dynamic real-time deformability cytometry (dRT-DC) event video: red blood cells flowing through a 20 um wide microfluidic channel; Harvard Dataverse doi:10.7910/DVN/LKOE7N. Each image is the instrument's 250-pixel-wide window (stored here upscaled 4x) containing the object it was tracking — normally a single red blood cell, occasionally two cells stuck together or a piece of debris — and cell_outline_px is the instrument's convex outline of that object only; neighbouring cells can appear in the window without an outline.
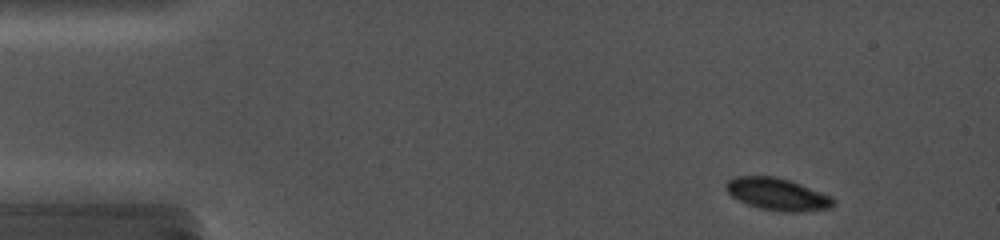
{"species": "common noctule bat (a hibernating species)", "species_latin": "Nyctalus noctula", "temperature_condition": "cold", "stored_images_in_passage": 21, "camera_frame_rate_fps": 5000, "um_per_image_px": 0.085, "animal": {"sex": "female", "body_mass_g": 19.0, "forearm_length_mm": 56.7}, "frame": {"image": 1, "passage_image": 3, "time_ms": 0.6, "image_size_px": [1000, 240], "cell_outline_px": [[836, 204], [828, 208], [804, 212], [784, 212], [760, 208], [748, 204], [732, 196], [724, 188], [724, 184], [728, 180], [736, 176], [772, 176], [788, 180], [800, 184], [832, 196], [836, 200]], "centroid_in_image_um": [66.1, 16.51], "position_along_channel_um": 18.9, "area_um2": 20.11}}
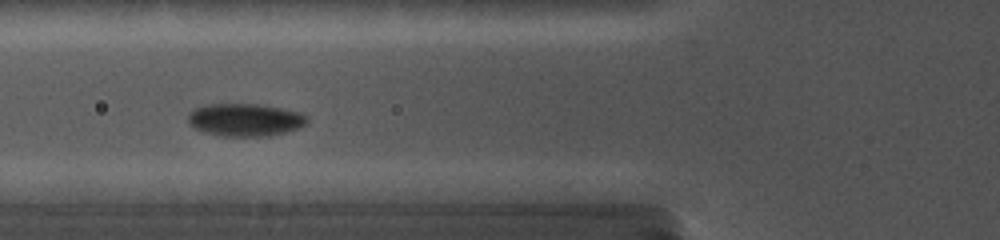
{"frame": {"image": 2, "passage_image": 17, "time_ms": 5.4, "image_size_px": [1000, 240], "cell_outline_px": [[308, 120], [300, 128], [268, 136], [220, 136], [204, 132], [188, 124], [188, 112], [192, 108], [204, 104], [260, 104], [284, 108], [300, 112], [308, 116]], "centroid_in_image_um": [20.81, 10.17], "position_along_channel_um": 105.0, "area_um2": 23.0}}
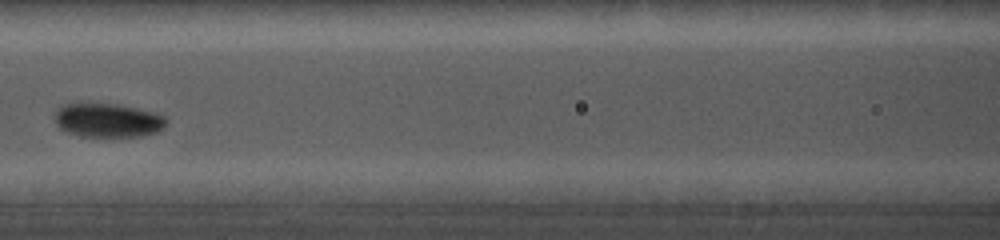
{"frame": {"image": 3, "passage_image": 19, "time_ms": 6.8, "image_size_px": [1000, 240], "cell_outline_px": [[168, 120], [164, 128], [156, 132], [140, 136], [80, 136], [68, 132], [60, 128], [56, 124], [52, 116], [60, 104], [80, 100], [116, 104], [136, 108], [152, 112], [164, 116]], "centroid_in_image_um": [9.06, 10.17], "position_along_channel_um": 157.5, "area_um2": 22.83}}